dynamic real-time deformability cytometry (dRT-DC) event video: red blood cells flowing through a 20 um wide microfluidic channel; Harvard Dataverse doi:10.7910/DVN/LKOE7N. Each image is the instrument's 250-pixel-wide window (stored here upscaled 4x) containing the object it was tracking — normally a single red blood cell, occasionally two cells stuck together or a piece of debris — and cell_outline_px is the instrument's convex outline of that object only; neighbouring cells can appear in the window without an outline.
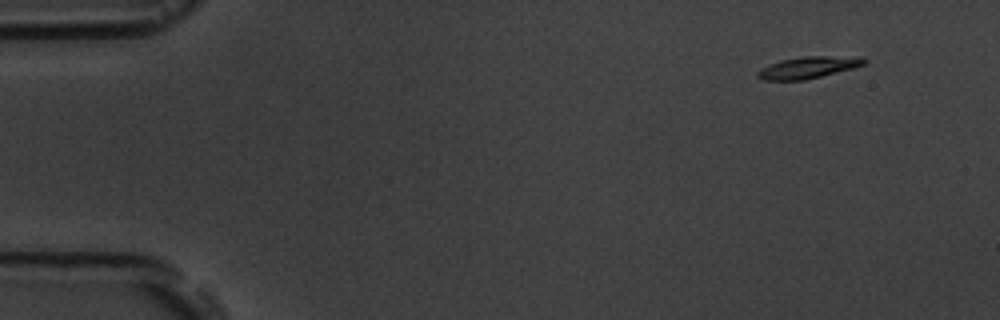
{"species": "common noctule bat (a hibernating species)", "species_latin": "Nyctalus noctula", "temperature_condition": "room temperature", "stored_images_in_passage": 16, "camera_frame_rate_fps": 3000, "um_per_image_px": 0.085, "animal": {"sex": "male", "body_mass_g": 19.5, "forearm_length_mm": 54.6}, "frame": {"image": 1, "passage_image": 1, "time_ms": 0.0, "image_size_px": [1000, 320], "cell_outline_px": [[868, 60], [864, 64], [852, 68], [804, 80], [764, 80], [756, 76], [756, 72], [760, 68], [780, 60], [800, 56], [864, 56]], "centroid_in_image_um": [68.7, 5.71], "position_along_channel_um": 16.3, "area_um2": 13.58}}
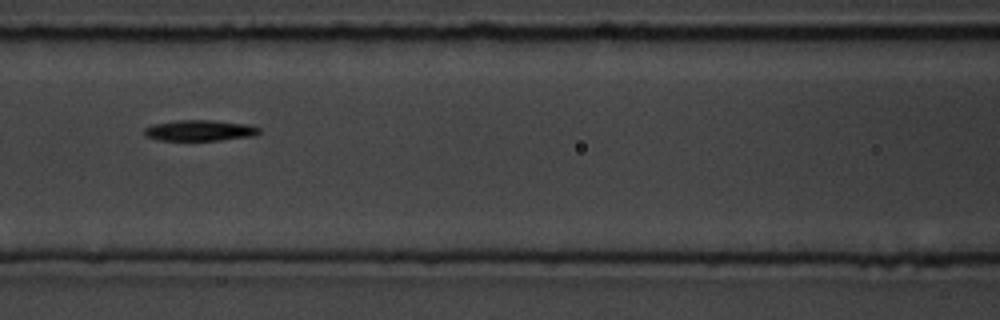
{"frame": {"image": 2, "passage_image": 7, "time_ms": 6.667, "image_size_px": [1000, 320], "cell_outline_px": [[260, 132], [256, 136], [220, 140], [156, 140], [144, 136], [144, 128], [152, 124], [176, 120], [208, 120], [248, 124], [260, 128]], "centroid_in_image_um": [16.96, 11.09], "position_along_channel_um": 149.6, "area_um2": 14.1}}
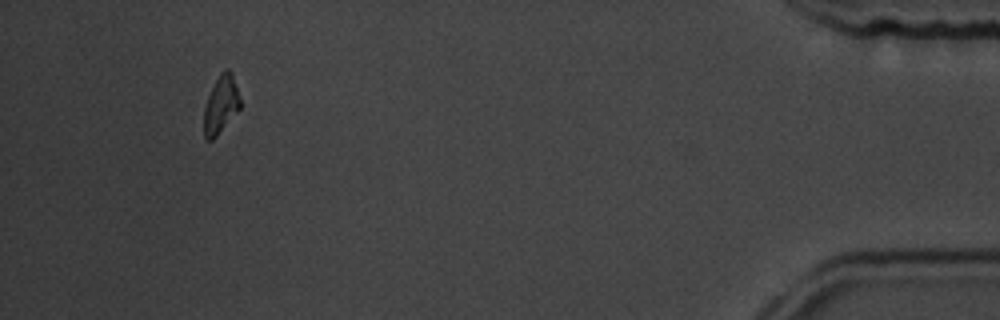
{"frame": {"image": 3, "passage_image": 15, "time_ms": 16.0, "image_size_px": [1000, 320], "cell_outline_px": [[240, 108], [216, 136], [212, 140], [204, 140], [204, 108], [208, 96], [220, 72], [224, 68], [228, 68], [232, 72], [240, 100]], "centroid_in_image_um": [18.76, 8.87], "position_along_channel_um": 416.4, "area_um2": 12.02}, "authors_computed_cell_mechanics": {"area_um2": 13.2073, "velocity_mm_per_s": 3.6004, "shape_relaxation_time_tau1_ms": 1.679, "shape_relaxation_time_tau2_ms": null, "deformation_change_tau1": 0.0846, "deformation_change_tau2": null}}